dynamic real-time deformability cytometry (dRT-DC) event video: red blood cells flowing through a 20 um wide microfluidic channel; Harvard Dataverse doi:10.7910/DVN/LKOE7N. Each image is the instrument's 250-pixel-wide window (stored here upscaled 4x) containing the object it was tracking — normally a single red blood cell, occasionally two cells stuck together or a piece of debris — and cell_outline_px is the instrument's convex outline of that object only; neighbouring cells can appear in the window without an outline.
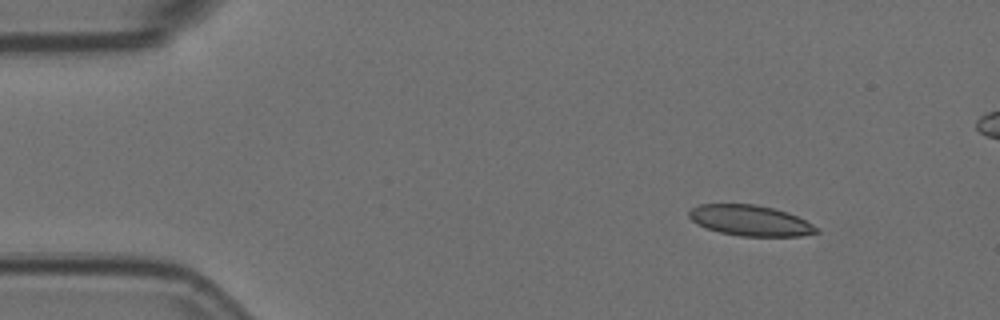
{"species": "Egyptian fruit bat (a non-hibernating species)", "species_latin": "Rousettus aegyptiacus", "temperature_condition": "room temperature", "stored_images_in_passage": 6, "camera_frame_rate_fps": 3000, "um_per_image_px": 0.085, "animal": {"sex": "female"}, "frame": {"image": 1, "passage_image": 1, "time_ms": 0.0, "image_size_px": [1000, 320], "cell_outline_px": [[820, 232], [800, 236], [740, 236], [720, 232], [708, 228], [692, 220], [688, 216], [688, 212], [692, 208], [700, 204], [756, 204], [788, 212], [812, 224]], "centroid_in_image_um": [63.77, 18.74], "position_along_channel_um": 21.2, "area_um2": 22.48}}
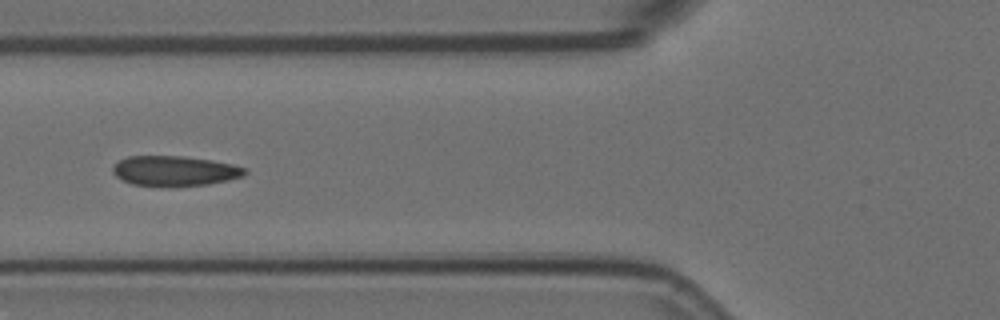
{"frame": {"image": 2, "passage_image": 5, "time_ms": 1.333, "image_size_px": [1000, 320], "cell_outline_px": [[248, 172], [244, 176], [228, 180], [208, 184], [172, 188], [160, 188], [132, 184], [116, 176], [112, 172], [112, 164], [128, 156], [184, 156], [212, 160], [232, 164], [248, 168]], "centroid_in_image_um": [14.85, 14.55], "position_along_channel_um": 111.0, "area_um2": 23.87}}
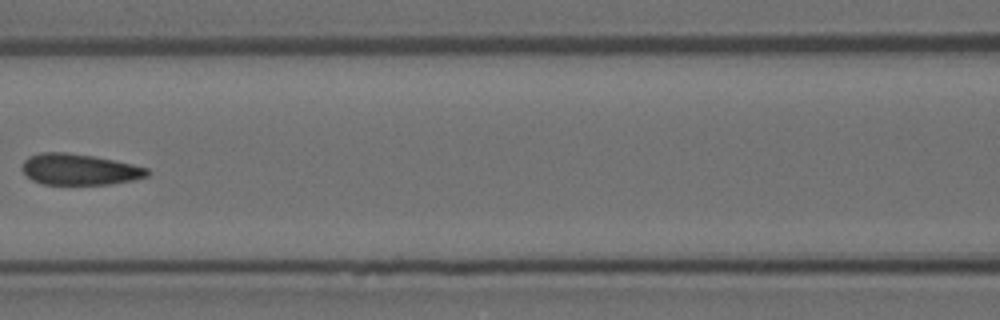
{"frame": {"image": 3, "passage_image": 6, "time_ms": 1.667, "image_size_px": [1000, 320], "cell_outline_px": [[152, 172], [148, 176], [132, 180], [112, 184], [44, 184], [32, 180], [20, 168], [24, 160], [28, 156], [40, 152], [68, 152], [92, 156], [132, 164], [148, 168]], "centroid_in_image_um": [6.74, 14.39], "position_along_channel_um": 159.9, "area_um2": 22.72}}